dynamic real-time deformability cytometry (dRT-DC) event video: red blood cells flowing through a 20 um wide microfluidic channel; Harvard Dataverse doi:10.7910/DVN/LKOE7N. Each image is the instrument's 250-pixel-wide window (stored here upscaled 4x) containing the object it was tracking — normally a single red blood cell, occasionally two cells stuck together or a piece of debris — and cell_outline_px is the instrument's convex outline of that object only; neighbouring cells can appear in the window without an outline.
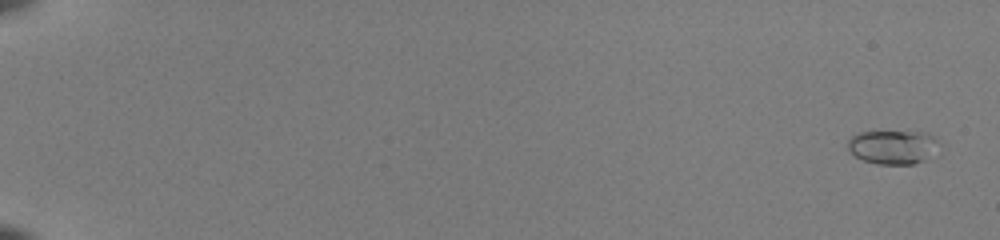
{"species": "common noctule bat (a hibernating species)", "species_latin": "Nyctalus noctula", "temperature_condition": "room temperature", "stored_images_in_passage": 55, "camera_frame_rate_fps": 3000, "um_per_image_px": 0.085, "animal": {"sex": "female", "body_mass_g": 22.0, "forearm_length_mm": 56.7}, "frame": {"image": 1, "passage_image": 3, "time_ms": 0.667, "image_size_px": [1000, 240], "cell_outline_px": [[936, 140], [924, 160], [912, 164], [876, 164], [864, 160], [856, 156], [848, 148], [848, 140], [852, 136], [860, 132], [924, 132], [932, 136]], "centroid_in_image_um": [75.77, 12.49], "position_along_channel_um": 9.2, "area_um2": 17.17}}
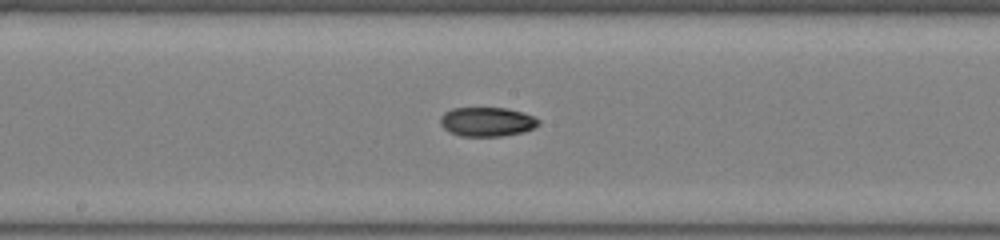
{"frame": {"image": 2, "passage_image": 33, "time_ms": 10.667, "image_size_px": [1000, 240], "cell_outline_px": [[540, 124], [524, 132], [504, 136], [460, 136], [444, 128], [440, 124], [440, 116], [444, 112], [452, 108], [508, 108], [524, 112], [540, 120]], "centroid_in_image_um": [41.4, 10.34], "position_along_channel_um": 206.8, "area_um2": 16.82}}
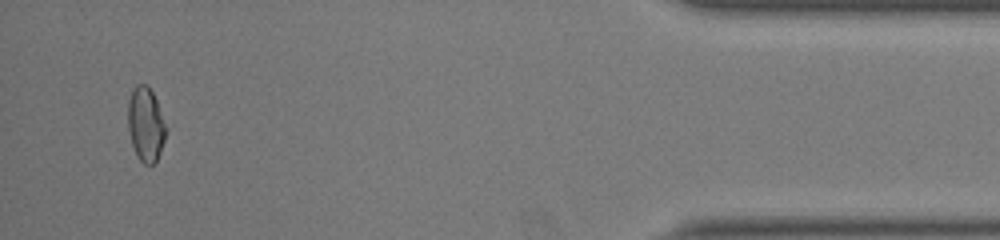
{"frame": {"image": 3, "passage_image": 53, "time_ms": 17.333, "image_size_px": [1000, 240], "cell_outline_px": [[164, 140], [160, 152], [156, 160], [152, 164], [144, 164], [136, 156], [132, 144], [128, 128], [128, 100], [132, 88], [136, 84], [148, 84], [156, 100], [164, 124]], "centroid_in_image_um": [12.34, 10.54], "position_along_channel_um": 422.9, "area_um2": 16.13}, "authors_computed_cell_mechanics": {"area_um2": 16.5308, "velocity_mm_per_s": 4.0463, "shape_relaxation_time_tau1_ms": 8.7759, "shape_relaxation_time_tau2_ms": 3.6773, "deformation_change_tau1": 0.2283, "deformation_change_tau2": 0.0795}}